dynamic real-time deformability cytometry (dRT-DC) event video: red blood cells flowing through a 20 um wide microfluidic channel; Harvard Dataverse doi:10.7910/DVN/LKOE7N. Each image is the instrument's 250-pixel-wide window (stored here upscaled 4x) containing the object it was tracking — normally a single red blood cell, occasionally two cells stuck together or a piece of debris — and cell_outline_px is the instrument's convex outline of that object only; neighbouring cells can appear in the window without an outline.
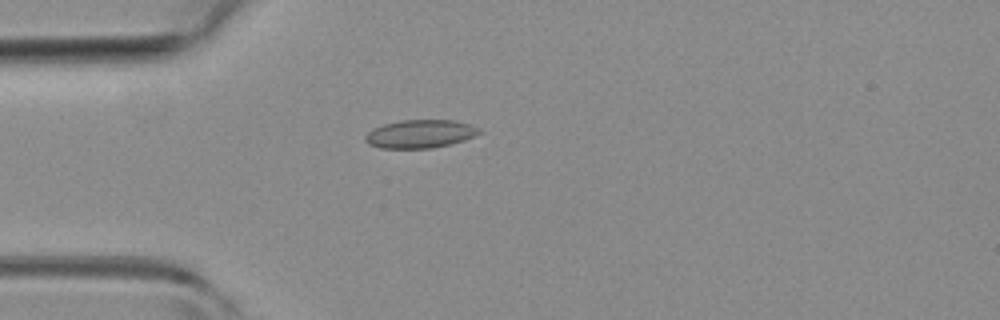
{"species": "common noctule bat (a hibernating species)", "species_latin": "Nyctalus noctula", "temperature_condition": "room temperature", "stored_images_in_passage": 51, "camera_frame_rate_fps": 3000, "um_per_image_px": 0.085, "animal": {"sex": "female", "body_mass_g": 19.3, "forearm_length_mm": 54.1}, "frame": {"image": 1, "passage_image": 14, "time_ms": 4.333, "image_size_px": [1000, 320], "cell_outline_px": [[484, 132], [464, 140], [432, 148], [380, 148], [368, 144], [364, 140], [364, 136], [372, 128], [384, 124], [400, 120], [452, 120], [468, 124], [480, 128]], "centroid_in_image_um": [35.69, 11.38], "position_along_channel_um": 49.3, "area_um2": 18.79}}
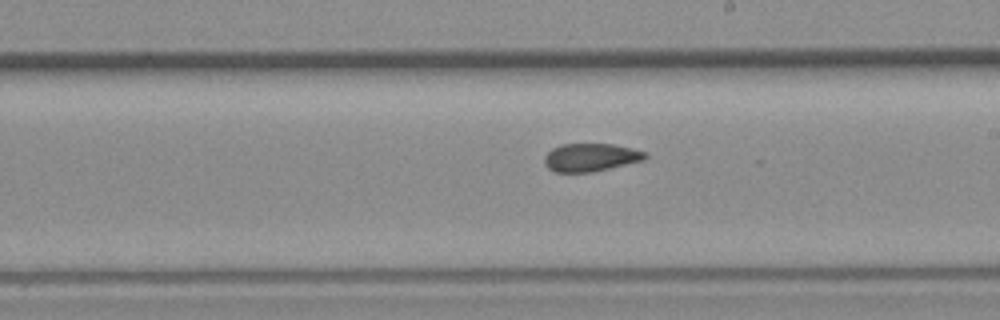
{"frame": {"image": 2, "passage_image": 29, "time_ms": 9.333, "image_size_px": [1000, 320], "cell_outline_px": [[648, 156], [644, 160], [592, 172], [552, 172], [544, 164], [544, 156], [552, 148], [560, 144], [612, 144], [632, 148], [648, 152]], "centroid_in_image_um": [50.2, 13.37], "position_along_channel_um": 238.8, "area_um2": 16.59}}
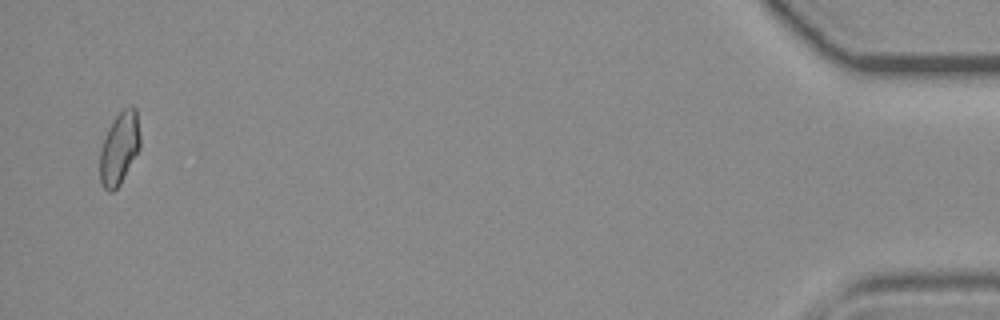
{"frame": {"image": 3, "passage_image": 50, "time_ms": 16.333, "image_size_px": [1000, 320], "cell_outline_px": [[140, 148], [120, 184], [112, 192], [108, 192], [104, 188], [100, 180], [100, 148], [104, 136], [108, 128], [116, 116], [124, 108], [136, 108], [140, 136]], "centroid_in_image_um": [10.13, 12.62], "position_along_channel_um": 425.1, "area_um2": 16.88}, "authors_computed_cell_mechanics": {"area_um2": 17.1088, "velocity_mm_per_s": 3.9991, "shape_relaxation_time_tau1_ms": null, "shape_relaxation_time_tau2_ms": 1.2563, "deformation_change_tau1": null, "deformation_change_tau2": 0.0644}}